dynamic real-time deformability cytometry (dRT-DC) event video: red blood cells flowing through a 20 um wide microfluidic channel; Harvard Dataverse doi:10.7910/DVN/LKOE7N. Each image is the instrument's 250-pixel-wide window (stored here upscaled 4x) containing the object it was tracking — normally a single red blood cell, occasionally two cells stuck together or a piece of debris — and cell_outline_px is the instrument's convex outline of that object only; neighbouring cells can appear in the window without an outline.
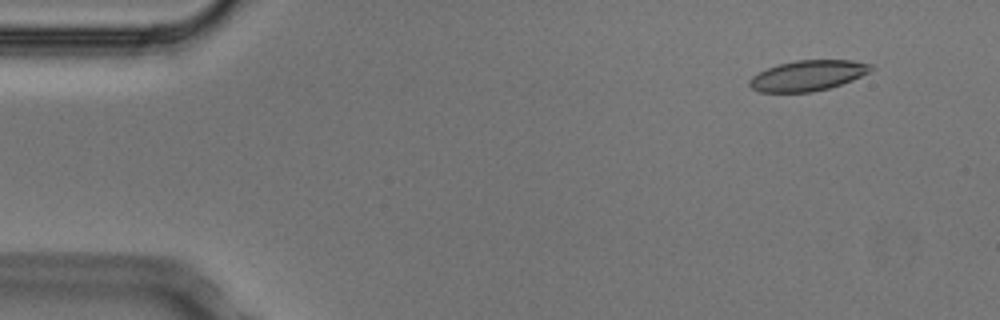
{"species": "Egyptian fruit bat (a non-hibernating species)", "species_latin": "Rousettus aegyptiacus", "temperature_condition": "cold", "stored_images_in_passage": 5, "camera_frame_rate_fps": 3000, "um_per_image_px": 0.085, "animal": {"sex": "male"}, "frame": {"image": 1, "passage_image": 2, "time_ms": 0.333, "image_size_px": [1000, 320], "cell_outline_px": [[876, 68], [852, 80], [828, 88], [812, 92], [760, 92], [752, 88], [748, 84], [748, 80], [752, 76], [776, 64], [796, 60], [852, 60], [872, 64]], "centroid_in_image_um": [68.66, 6.41], "position_along_channel_um": 16.3, "area_um2": 21.56}}